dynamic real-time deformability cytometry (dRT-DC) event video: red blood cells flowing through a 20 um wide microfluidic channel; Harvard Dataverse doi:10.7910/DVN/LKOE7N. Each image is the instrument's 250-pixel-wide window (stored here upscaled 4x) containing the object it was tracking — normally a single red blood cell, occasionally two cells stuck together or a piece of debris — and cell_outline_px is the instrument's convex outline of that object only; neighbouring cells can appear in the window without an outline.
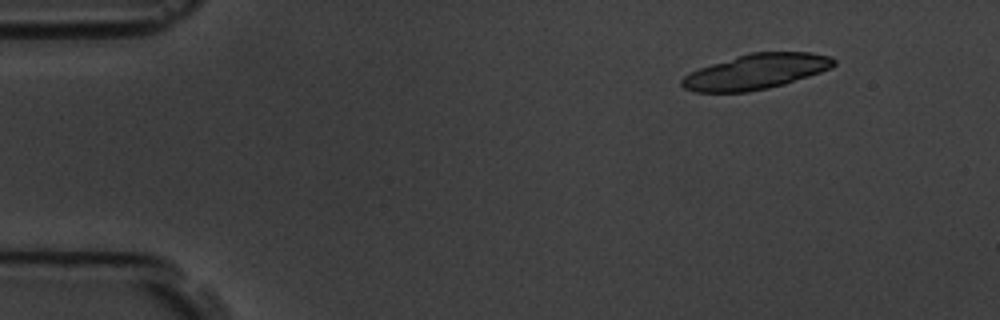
{"species": "common noctule bat (a hibernating species)", "species_latin": "Nyctalus noctula", "temperature_condition": "room temperature", "stored_images_in_passage": 4, "camera_frame_rate_fps": 3000, "um_per_image_px": 0.085, "animal": {"sex": "male", "body_mass_g": 19.5, "forearm_length_mm": 54.6}, "frame": {"image": 1, "passage_image": 2, "time_ms": 1.333, "image_size_px": [1000, 320], "cell_outline_px": [[836, 64], [832, 68], [784, 84], [768, 88], [748, 92], [696, 92], [684, 88], [680, 84], [680, 80], [688, 72], [748, 52], [812, 52], [832, 56], [836, 60]], "centroid_in_image_um": [64.27, 6.08], "position_along_channel_um": 20.7, "area_um2": 31.27}}